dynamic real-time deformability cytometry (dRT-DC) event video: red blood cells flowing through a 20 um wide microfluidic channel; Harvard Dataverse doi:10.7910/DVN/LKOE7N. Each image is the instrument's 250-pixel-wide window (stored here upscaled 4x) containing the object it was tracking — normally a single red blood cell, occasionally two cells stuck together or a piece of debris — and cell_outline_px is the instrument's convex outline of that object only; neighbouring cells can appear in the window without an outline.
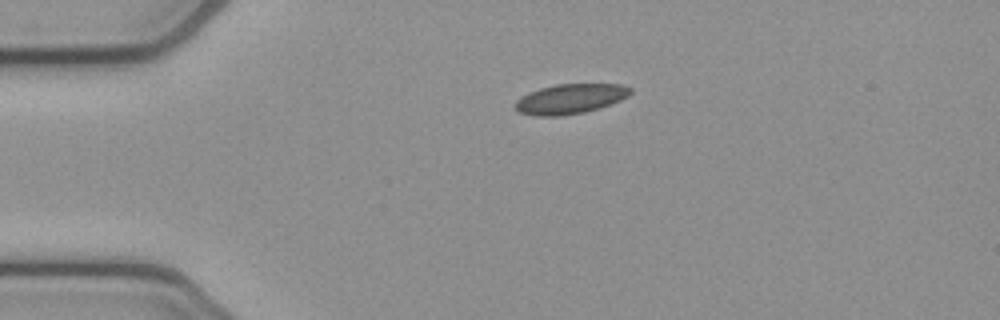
{"species": "common noctule bat (a hibernating species)", "species_latin": "Nyctalus noctula", "temperature_condition": "cold", "stored_images_in_passage": 42, "camera_frame_rate_fps": 3000, "um_per_image_px": 0.085, "animal": {"sex": "female", "body_mass_g": 21.9}, "frame": {"image": 1, "passage_image": 1, "time_ms": 0.0, "image_size_px": [1000, 320], "cell_outline_px": [[632, 92], [628, 96], [620, 100], [584, 112], [560, 116], [536, 116], [516, 112], [512, 108], [512, 104], [520, 96], [528, 92], [540, 88], [556, 84], [620, 84], [632, 88]], "centroid_in_image_um": [48.37, 8.4], "position_along_channel_um": 36.6, "area_um2": 20.23}}
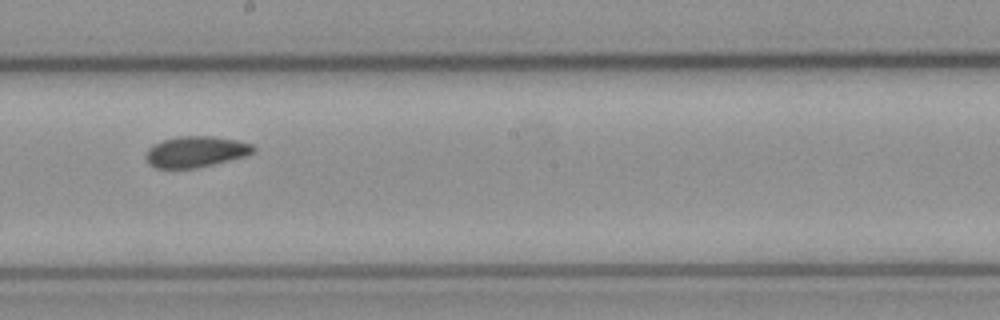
{"frame": {"image": 2, "passage_image": 19, "time_ms": 6.0, "image_size_px": [1000, 320], "cell_outline_px": [[256, 152], [248, 156], [196, 168], [156, 168], [148, 164], [144, 160], [144, 156], [148, 148], [152, 144], [164, 140], [180, 136], [212, 136], [236, 140], [252, 144], [256, 148]], "centroid_in_image_um": [16.64, 12.9], "position_along_channel_um": 231.6, "area_um2": 19.71}}
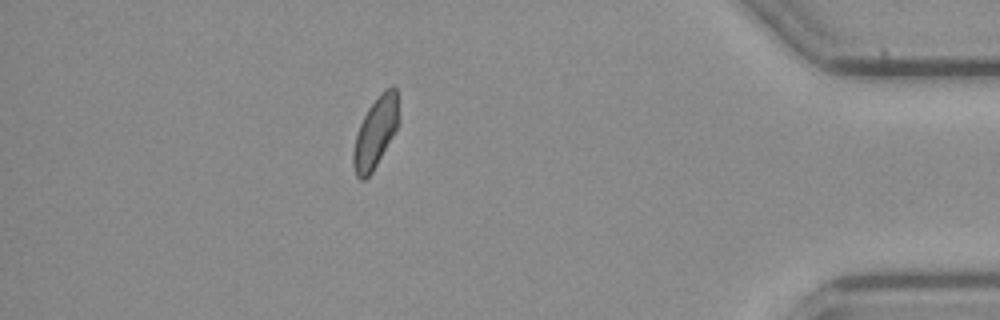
{"frame": {"image": 3, "passage_image": 36, "time_ms": 11.667, "image_size_px": [1000, 320], "cell_outline_px": [[400, 120], [392, 136], [372, 172], [364, 180], [360, 180], [356, 176], [352, 164], [352, 152], [356, 136], [360, 124], [368, 108], [380, 92], [392, 84], [396, 88]], "centroid_in_image_um": [31.91, 11.23], "position_along_channel_um": 403.3, "area_um2": 18.67}, "authors_computed_cell_mechanics": {"area_um2": 19.5942, "velocity_mm_per_s": 3.8493, "shape_relaxation_time_tau1_ms": 9.9292, "shape_relaxation_time_tau2_ms": null, "deformation_change_tau1": 0.1181, "deformation_change_tau2": null}}